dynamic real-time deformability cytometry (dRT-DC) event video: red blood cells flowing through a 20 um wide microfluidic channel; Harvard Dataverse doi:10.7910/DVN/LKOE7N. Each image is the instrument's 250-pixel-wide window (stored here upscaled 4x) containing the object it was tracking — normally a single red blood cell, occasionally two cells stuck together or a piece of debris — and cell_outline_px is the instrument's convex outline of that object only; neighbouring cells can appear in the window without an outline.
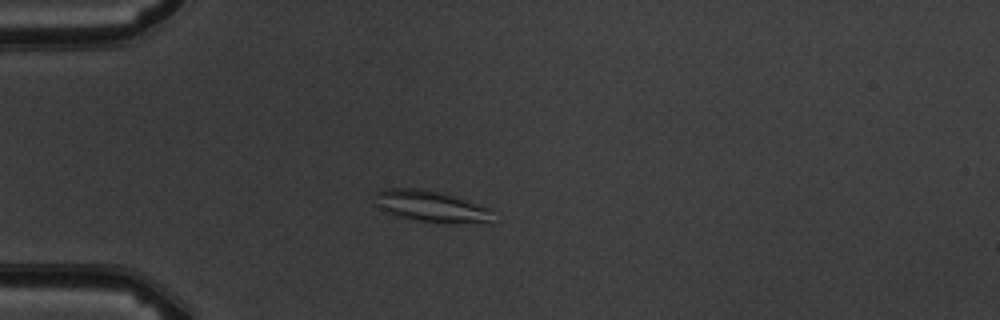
{"species": "common noctule bat (a hibernating species)", "species_latin": "Nyctalus noctula", "temperature_condition": "warm", "stored_images_in_passage": 4, "camera_frame_rate_fps": 3000, "um_per_image_px": 0.085, "animal": {"sex": "male", "body_mass_g": 19.5, "forearm_length_mm": 54.6}, "frame": {"image": 1, "passage_image": 4, "time_ms": 3.333, "image_size_px": [1000, 320], "cell_outline_px": [[500, 220], [492, 224], [444, 224], [412, 220], [396, 216], [384, 212], [372, 204], [376, 192], [388, 188], [420, 188], [440, 192], [492, 208]], "centroid_in_image_um": [36.76, 17.6], "position_along_channel_um": 48.2, "area_um2": 23.0}}